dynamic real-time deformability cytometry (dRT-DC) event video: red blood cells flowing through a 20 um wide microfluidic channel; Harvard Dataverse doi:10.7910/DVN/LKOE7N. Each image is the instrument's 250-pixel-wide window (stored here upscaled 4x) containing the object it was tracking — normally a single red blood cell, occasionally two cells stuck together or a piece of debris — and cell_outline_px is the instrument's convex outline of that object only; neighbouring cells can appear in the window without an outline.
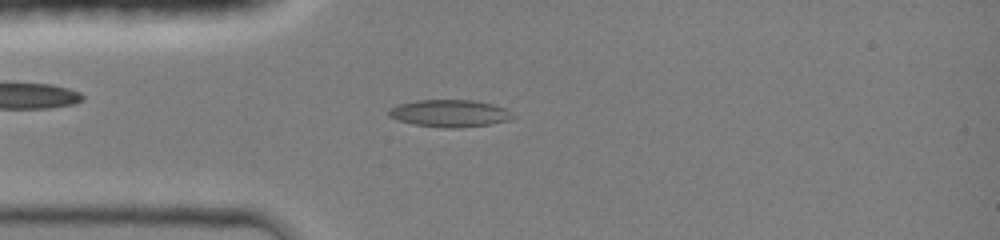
{"species": "common noctule bat (a hibernating species)", "species_latin": "Nyctalus noctula", "temperature_condition": "room temperature", "stored_images_in_passage": 6, "camera_frame_rate_fps": 3000, "um_per_image_px": 0.085, "animal": {"sex": "female", "body_mass_g": 19.0, "forearm_length_mm": 51.5}, "frame": {"image": 1, "passage_image": 5, "time_ms": 2.667, "image_size_px": [1000, 240], "cell_outline_px": [[516, 116], [508, 120], [488, 124], [460, 128], [444, 128], [416, 124], [396, 120], [388, 116], [388, 108], [396, 104], [416, 100], [472, 100], [492, 104], [504, 108], [512, 112]], "centroid_in_image_um": [38.18, 9.63], "position_along_channel_um": 46.8, "area_um2": 19.77}}